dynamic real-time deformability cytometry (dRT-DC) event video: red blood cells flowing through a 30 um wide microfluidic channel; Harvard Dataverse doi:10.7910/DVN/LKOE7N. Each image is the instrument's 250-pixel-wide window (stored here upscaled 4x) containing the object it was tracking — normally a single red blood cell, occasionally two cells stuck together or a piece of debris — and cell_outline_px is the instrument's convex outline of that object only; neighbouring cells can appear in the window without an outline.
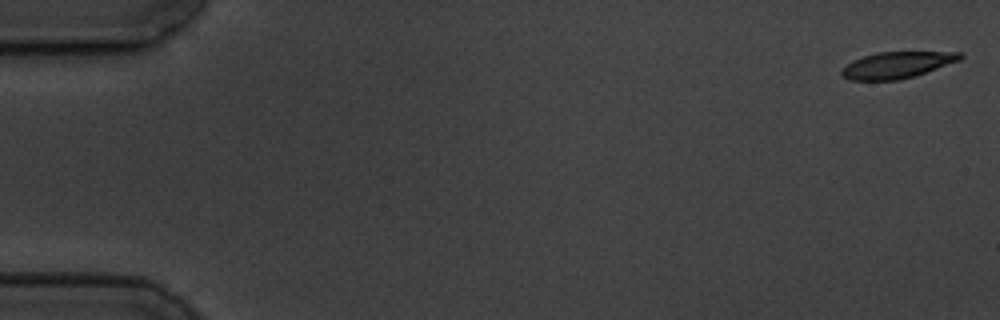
{"species": "common noctule bat (a hibernating species)", "species_latin": "Nyctalus noctula", "temperature_condition": "cold", "stored_images_in_passage": 10, "camera_frame_rate_fps": 3000, "um_per_image_px": 0.085, "animal": {"sex": "male", "body_mass_g": 19.5, "forearm_length_mm": 54.6}, "frame": {"image": 1, "passage_image": 1, "time_ms": 0.0, "image_size_px": [1000, 320], "cell_outline_px": [[964, 56], [960, 60], [912, 76], [896, 80], [848, 80], [840, 72], [852, 60], [876, 52], [964, 52]], "centroid_in_image_um": [76.24, 5.51], "position_along_channel_um": 8.8, "area_um2": 17.92}}
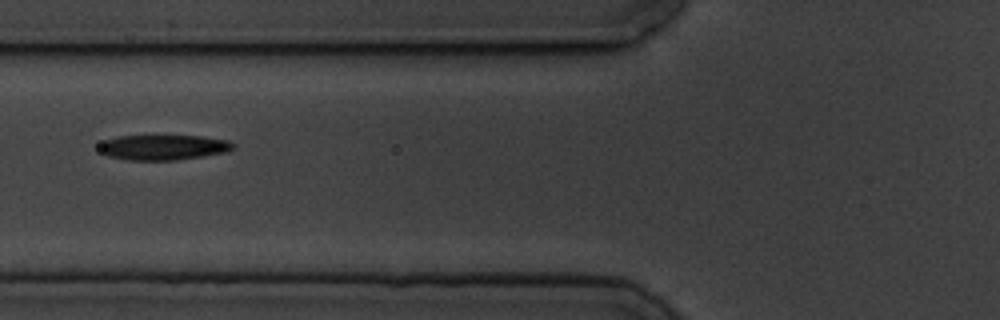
{"frame": {"image": 2, "passage_image": 7, "time_ms": 7.0, "image_size_px": [1000, 320], "cell_outline_px": [[236, 144], [232, 148], [224, 152], [176, 160], [128, 160], [108, 156], [100, 152], [100, 144], [104, 140], [120, 136], [204, 136], [228, 140]], "centroid_in_image_um": [13.87, 12.52], "position_along_channel_um": 111.9, "area_um2": 19.48}}
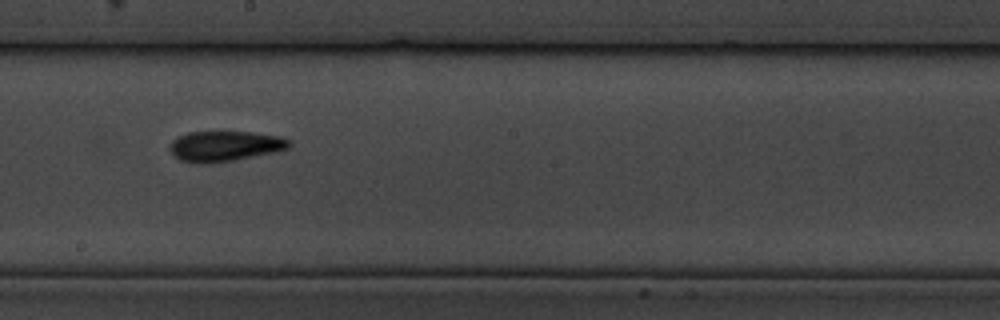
{"frame": {"image": 3, "passage_image": 10, "time_ms": 10.333, "image_size_px": [1000, 320], "cell_outline_px": [[292, 144], [288, 148], [272, 152], [232, 160], [200, 164], [180, 160], [172, 152], [172, 140], [188, 132], [252, 132], [280, 136], [288, 140]], "centroid_in_image_um": [19.13, 12.41], "position_along_channel_um": 229.1, "area_um2": 20.58}}